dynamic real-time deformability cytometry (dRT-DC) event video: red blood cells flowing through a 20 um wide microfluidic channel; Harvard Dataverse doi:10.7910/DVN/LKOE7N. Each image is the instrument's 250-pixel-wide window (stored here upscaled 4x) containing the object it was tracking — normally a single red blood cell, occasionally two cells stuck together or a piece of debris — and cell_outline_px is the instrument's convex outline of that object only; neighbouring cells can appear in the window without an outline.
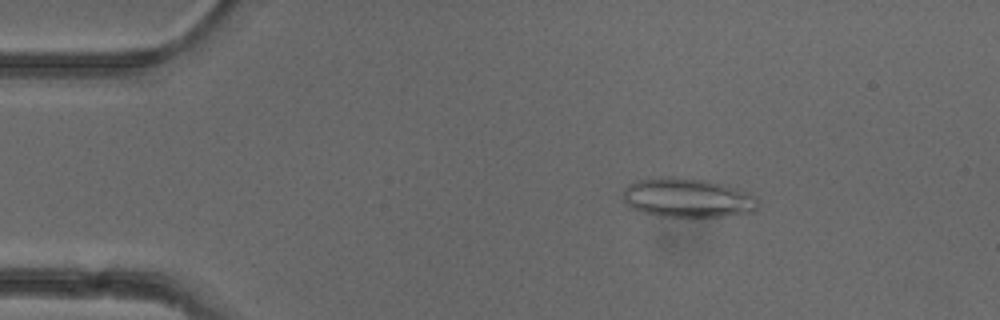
{"species": "common noctule bat (a hibernating species)", "species_latin": "Nyctalus noctula", "temperature_condition": "cold", "stored_images_in_passage": 10, "camera_frame_rate_fps": 3000, "um_per_image_px": 0.085, "animal": {"sex": "female"}, "frame": {"image": 1, "passage_image": 4, "time_ms": 1.0, "image_size_px": [1000, 320], "cell_outline_px": [[760, 200], [756, 208], [752, 212], [724, 216], [660, 216], [628, 208], [624, 200], [624, 188], [628, 184], [636, 180], [660, 176], [672, 176], [708, 180], [724, 184], [748, 192], [756, 196]], "centroid_in_image_um": [58.43, 16.79], "position_along_channel_um": 26.6, "area_um2": 31.15}}